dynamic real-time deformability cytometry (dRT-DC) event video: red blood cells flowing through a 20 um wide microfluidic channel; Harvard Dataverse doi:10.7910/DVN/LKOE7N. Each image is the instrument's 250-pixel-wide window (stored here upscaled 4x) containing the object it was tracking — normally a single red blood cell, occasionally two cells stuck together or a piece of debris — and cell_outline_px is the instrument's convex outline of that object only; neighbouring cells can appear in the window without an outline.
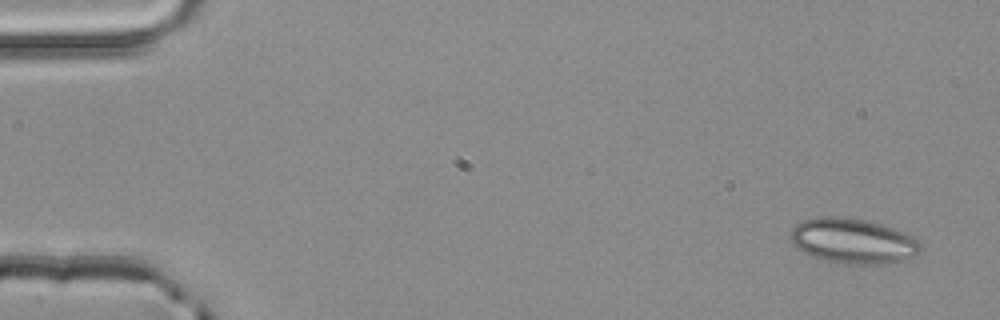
{"species": "common noctule bat (a hibernating species)", "species_latin": "Nyctalus noctula", "temperature_condition": "room temperature", "stored_images_in_passage": 3, "camera_frame_rate_fps": 3000, "um_per_image_px": 0.085, "animal": {"sex": "male", "body_mass_g": 20.4}, "frame": {"image": 1, "passage_image": 1, "time_ms": 0.0, "image_size_px": [1000, 320], "cell_outline_px": [[924, 248], [920, 252], [912, 256], [900, 260], [884, 264], [844, 264], [824, 260], [812, 256], [796, 248], [792, 240], [792, 228], [800, 220], [820, 216], [836, 216], [864, 220], [880, 224], [904, 232], [912, 236]], "centroid_in_image_um": [72.48, 20.48], "position_along_channel_um": 12.5, "area_um2": 34.04}}